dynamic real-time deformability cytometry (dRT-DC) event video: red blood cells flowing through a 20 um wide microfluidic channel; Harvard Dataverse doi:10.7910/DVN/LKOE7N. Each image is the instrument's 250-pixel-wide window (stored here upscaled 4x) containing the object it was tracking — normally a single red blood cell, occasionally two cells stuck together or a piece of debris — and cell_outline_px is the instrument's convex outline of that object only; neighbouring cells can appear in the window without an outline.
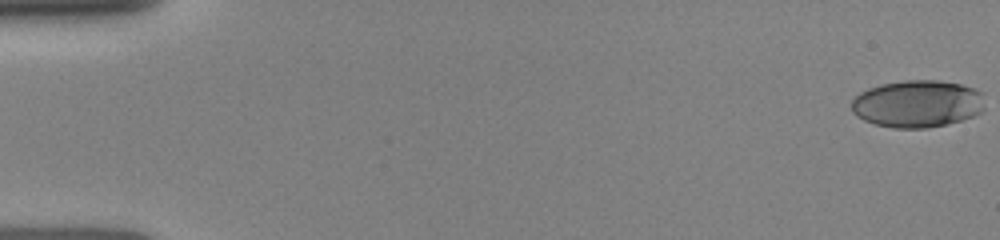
{"species": "human", "species_latin": "Homo sapiens", "temperature_condition": "room temperature", "stored_images_in_passage": 40, "camera_frame_rate_fps": 3000, "um_per_image_px": 0.085, "donor": {"sex": "female"}, "frame": {"image": 1, "passage_image": 1, "time_ms": 0.0, "image_size_px": [1000, 240], "cell_outline_px": [[984, 108], [980, 112], [972, 116], [960, 120], [928, 128], [892, 128], [876, 124], [864, 120], [856, 116], [852, 112], [852, 100], [860, 92], [868, 88], [880, 84], [904, 80], [940, 80], [960, 84], [976, 88], [984, 92]], "centroid_in_image_um": [77.99, 8.8], "position_along_channel_um": 7.0, "area_um2": 36.99}}
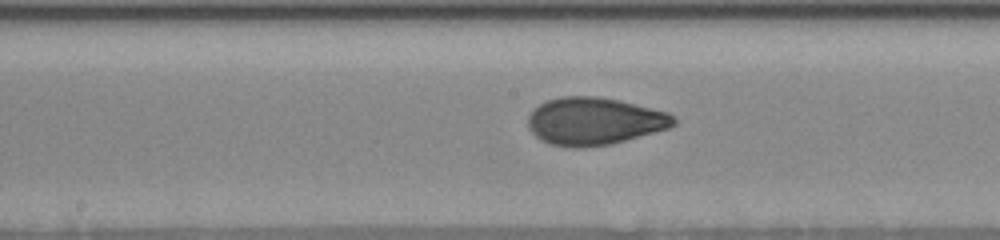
{"frame": {"image": 2, "passage_image": 23, "time_ms": 8.333, "image_size_px": [1000, 240], "cell_outline_px": [[676, 124], [668, 128], [612, 144], [584, 148], [576, 148], [552, 144], [540, 140], [528, 128], [528, 116], [532, 108], [544, 100], [560, 96], [596, 96], [620, 100], [668, 112], [676, 120]], "centroid_in_image_um": [50.47, 10.29], "position_along_channel_um": 197.7, "area_um2": 40.63}}
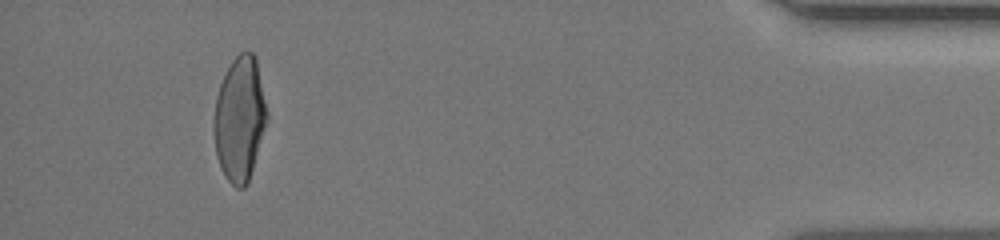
{"frame": {"image": 3, "passage_image": 39, "time_ms": 15.0, "image_size_px": [1000, 240], "cell_outline_px": [[268, 116], [252, 168], [248, 180], [244, 188], [236, 188], [228, 180], [220, 168], [216, 156], [212, 128], [212, 120], [216, 96], [220, 84], [232, 60], [240, 52], [252, 52], [256, 56], [268, 112]], "centroid_in_image_um": [20.35, 10.08], "position_along_channel_um": 414.9, "area_um2": 38.55}}